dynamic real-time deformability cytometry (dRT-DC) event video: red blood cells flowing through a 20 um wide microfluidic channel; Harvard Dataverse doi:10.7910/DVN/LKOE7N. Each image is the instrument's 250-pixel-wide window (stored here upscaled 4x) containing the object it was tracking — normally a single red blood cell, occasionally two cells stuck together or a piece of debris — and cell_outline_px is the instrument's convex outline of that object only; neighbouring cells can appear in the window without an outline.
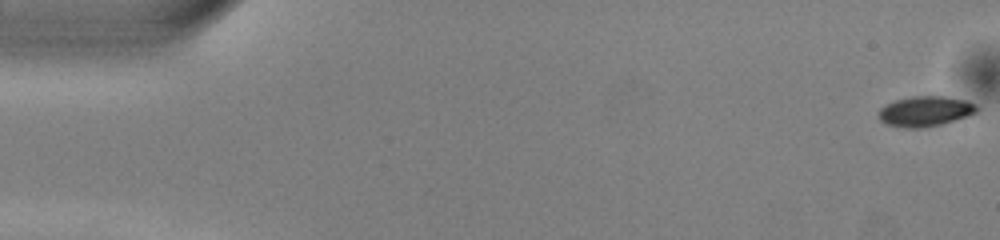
{"species": "common noctule bat (a hibernating species)", "species_latin": "Nyctalus noctula", "temperature_condition": "warm", "stored_images_in_passage": 52, "camera_frame_rate_fps": 3000, "um_per_image_px": 0.085, "animal": {"sex": "male", "body_mass_g": 13.0, "forearm_length_mm": 53.1}, "frame": {"image": 1, "passage_image": 1, "time_ms": 0.0, "image_size_px": [1000, 240], "cell_outline_px": [[980, 108], [976, 112], [968, 116], [956, 120], [924, 128], [908, 128], [884, 124], [880, 120], [880, 108], [884, 104], [896, 100], [912, 96], [944, 96], [964, 100], [976, 104]], "centroid_in_image_um": [78.65, 9.46], "position_along_channel_um": 6.3, "area_um2": 17.34}}
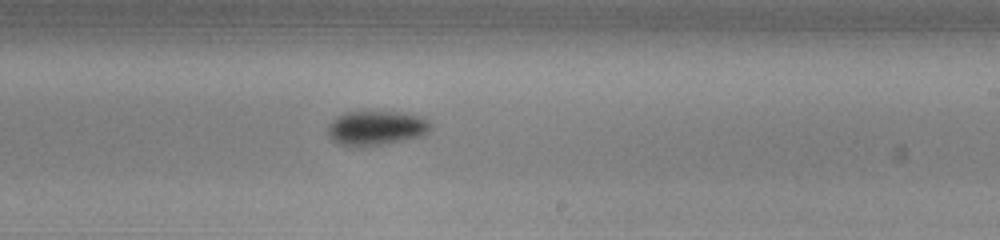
{"frame": {"image": 2, "passage_image": 31, "time_ms": 10.0, "image_size_px": [1000, 240], "cell_outline_px": [[428, 132], [424, 136], [384, 144], [360, 148], [352, 148], [340, 144], [332, 140], [328, 136], [328, 124], [336, 116], [348, 112], [392, 112], [420, 116], [428, 120]], "centroid_in_image_um": [31.91, 10.92], "position_along_channel_um": 257.1, "area_um2": 20.75}}
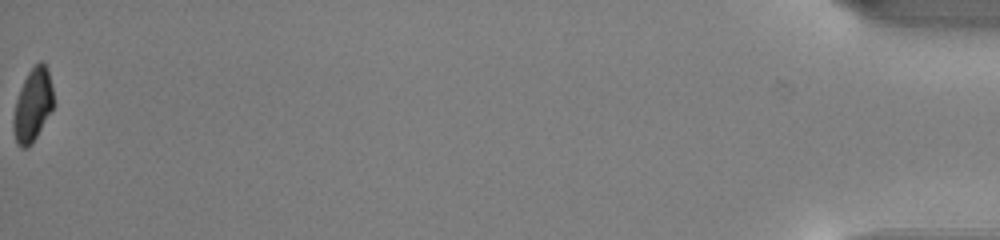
{"frame": {"image": 3, "passage_image": 52, "time_ms": 17.0, "image_size_px": [1000, 240], "cell_outline_px": [[56, 104], [32, 144], [24, 148], [20, 148], [16, 144], [12, 124], [12, 120], [16, 100], [20, 88], [28, 72], [40, 60], [48, 68]], "centroid_in_image_um": [2.8, 8.95], "position_along_channel_um": 432.4, "area_um2": 17.4}, "authors_computed_cell_mechanics": {"area_um2": 18.6116, "velocity_mm_per_s": 4.0282, "shape_relaxation_time_tau1_ms": 2.2394, "shape_relaxation_time_tau2_ms": null, "deformation_change_tau1": 0.0933, "deformation_change_tau2": null}}